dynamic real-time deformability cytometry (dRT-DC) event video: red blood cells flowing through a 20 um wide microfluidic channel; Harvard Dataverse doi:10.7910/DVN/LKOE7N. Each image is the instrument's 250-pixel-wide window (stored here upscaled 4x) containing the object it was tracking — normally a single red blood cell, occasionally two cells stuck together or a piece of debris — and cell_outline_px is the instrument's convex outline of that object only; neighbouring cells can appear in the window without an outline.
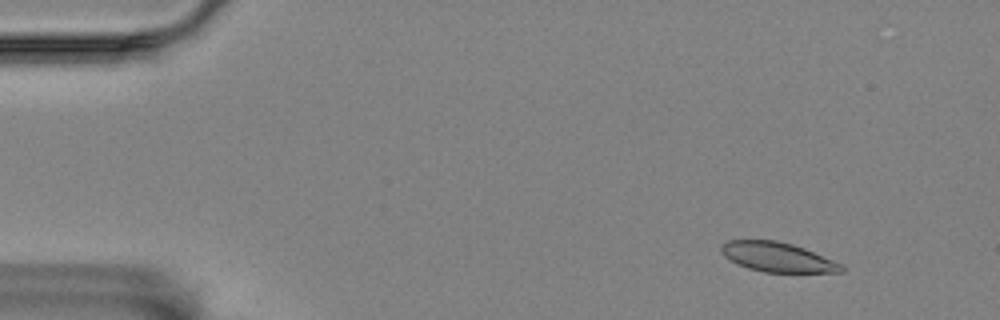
{"species": "Egyptian fruit bat (a non-hibernating species)", "species_latin": "Rousettus aegyptiacus", "temperature_condition": "room temperature", "stored_images_in_passage": 13, "camera_frame_rate_fps": 3000, "um_per_image_px": 0.085, "animal": {"sex": "female"}, "frame": {"image": 1, "passage_image": 1, "time_ms": 0.0, "image_size_px": [1000, 320], "cell_outline_px": [[844, 272], [764, 272], [748, 268], [736, 264], [724, 256], [720, 252], [720, 244], [728, 240], [776, 240], [792, 244], [804, 248], [844, 264]], "centroid_in_image_um": [66.07, 21.85], "position_along_channel_um": 18.9, "area_um2": 20.87}}
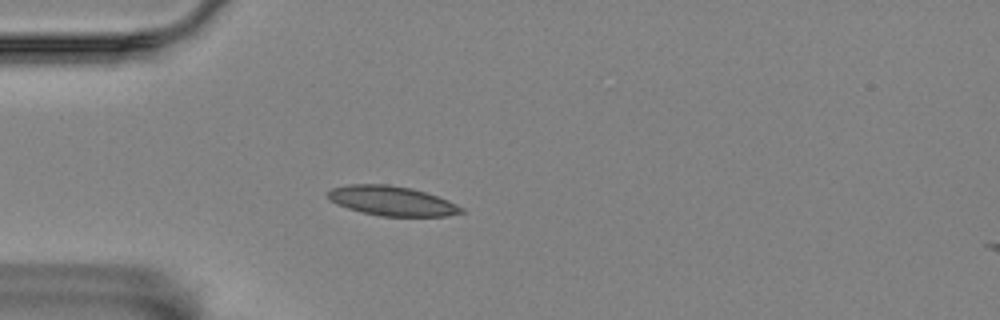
{"frame": {"image": 2, "passage_image": 11, "time_ms": 3.333, "image_size_px": [1000, 320], "cell_outline_px": [[464, 212], [448, 216], [380, 216], [348, 208], [336, 204], [328, 196], [328, 192], [332, 188], [352, 184], [388, 184], [412, 188], [448, 200], [464, 208]], "centroid_in_image_um": [33.34, 17.07], "position_along_channel_um": 51.7, "area_um2": 22.77}}